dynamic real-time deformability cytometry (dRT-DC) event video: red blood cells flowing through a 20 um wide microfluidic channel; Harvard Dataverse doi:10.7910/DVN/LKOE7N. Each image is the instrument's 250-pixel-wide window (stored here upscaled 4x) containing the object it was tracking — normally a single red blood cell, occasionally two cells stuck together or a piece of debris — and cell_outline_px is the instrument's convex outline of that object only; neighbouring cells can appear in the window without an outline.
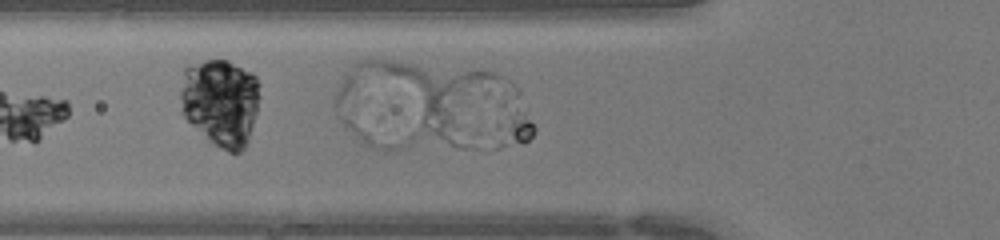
{"species": "human", "species_latin": "Homo sapiens", "temperature_condition": "warm", "stored_images_in_passage": 31, "camera_frame_rate_fps": 3000, "um_per_image_px": 0.085, "donor": {"sex": "female"}, "frame": {"image": 1, "passage_image": 5, "time_ms": 1.333, "image_size_px": [1000, 240], "cell_outline_px": [[260, 96], [256, 112], [248, 140], [244, 148], [240, 152], [228, 152], [212, 144], [180, 112], [180, 92], [184, 68], [188, 64], [204, 60], [228, 60], [252, 72], [256, 76], [260, 84]], "centroid_in_image_um": [18.74, 8.66], "position_along_channel_um": 107.1, "area_um2": 40.98}}